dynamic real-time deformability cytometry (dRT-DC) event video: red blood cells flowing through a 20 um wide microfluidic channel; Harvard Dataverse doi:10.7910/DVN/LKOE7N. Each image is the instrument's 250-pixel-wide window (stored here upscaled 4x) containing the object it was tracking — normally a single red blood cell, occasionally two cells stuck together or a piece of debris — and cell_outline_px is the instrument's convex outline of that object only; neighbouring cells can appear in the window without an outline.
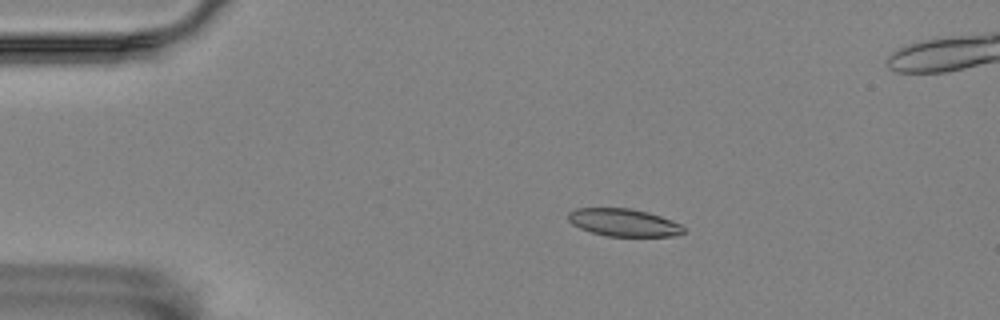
{"species": "Egyptian fruit bat (a non-hibernating species)", "species_latin": "Rousettus aegyptiacus", "temperature_condition": "room temperature", "stored_images_in_passage": 52, "segment_of_instrument_passage": [1, 2], "camera_frame_rate_fps": 3000, "um_per_image_px": 0.085, "animal": {"sex": "female"}, "frame": {"image": 1, "passage_image": 5, "time_ms": 1.333, "image_size_px": [1000, 320], "cell_outline_px": [[684, 232], [672, 236], [608, 236], [592, 232], [580, 228], [572, 224], [568, 220], [568, 212], [576, 208], [632, 208], [648, 212], [672, 220], [680, 224], [684, 228]], "centroid_in_image_um": [52.99, 18.9], "position_along_channel_um": 32.0, "area_um2": 18.5}}
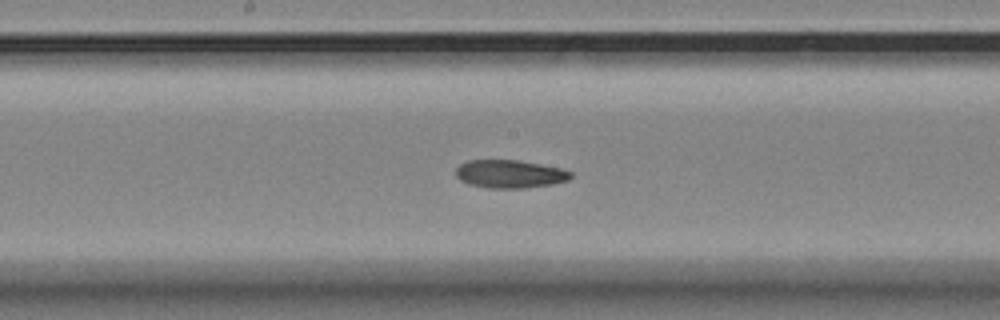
{"frame": {"image": 2, "passage_image": 24, "time_ms": 7.667, "image_size_px": [1000, 320], "cell_outline_px": [[572, 176], [568, 180], [552, 184], [524, 188], [488, 188], [468, 184], [460, 180], [456, 176], [456, 168], [460, 164], [468, 160], [516, 160], [540, 164], [560, 168], [572, 172]], "centroid_in_image_um": [43.31, 14.79], "position_along_channel_um": 204.9, "area_um2": 18.79}}
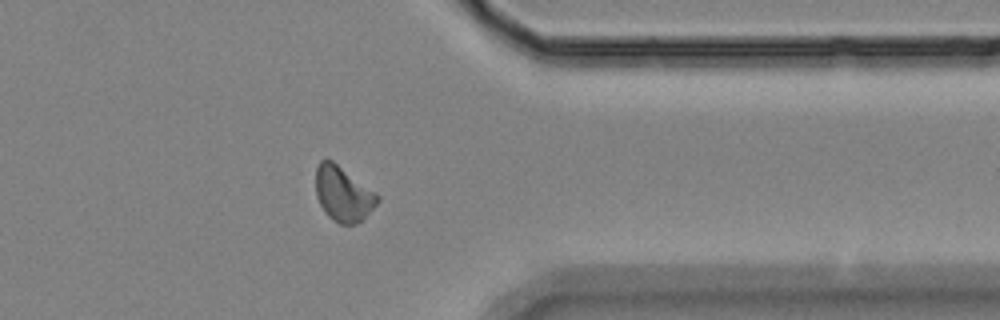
{"frame": {"image": 3, "passage_image": 40, "time_ms": 13.0, "image_size_px": [1000, 320], "cell_outline_px": [[380, 200], [356, 224], [340, 224], [332, 220], [324, 212], [316, 196], [316, 168], [320, 160], [332, 160], [376, 192], [380, 196]], "centroid_in_image_um": [29.15, 16.47], "position_along_channel_um": 382.3, "area_um2": 19.59}}